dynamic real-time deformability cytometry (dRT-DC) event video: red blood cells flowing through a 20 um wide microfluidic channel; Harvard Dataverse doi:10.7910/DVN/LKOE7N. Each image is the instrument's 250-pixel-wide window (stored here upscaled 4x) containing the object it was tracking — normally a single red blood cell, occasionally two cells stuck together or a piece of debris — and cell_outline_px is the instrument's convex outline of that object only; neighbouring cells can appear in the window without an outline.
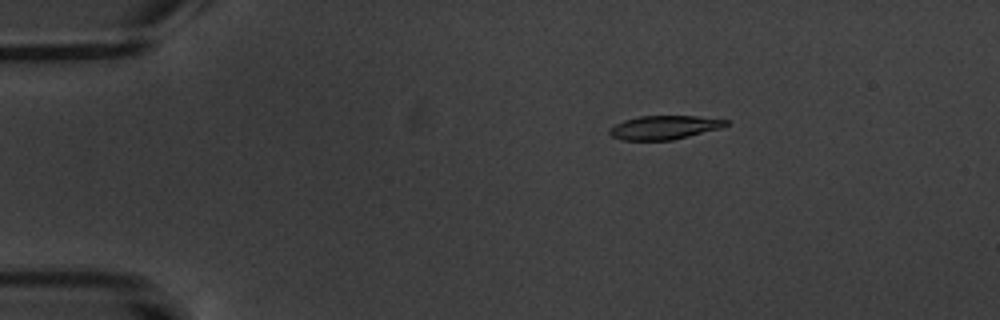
{"species": "common noctule bat (a hibernating species)", "species_latin": "Nyctalus noctula", "temperature_condition": "warm", "stored_images_in_passage": 7, "camera_frame_rate_fps": 3000, "um_per_image_px": 0.085, "animal": {"sex": "male", "body_mass_g": 20.1, "forearm_length_mm": 53.5}, "frame": {"image": 1, "passage_image": 4, "time_ms": 3.333, "image_size_px": [1000, 320], "cell_outline_px": [[728, 124], [720, 128], [672, 140], [624, 140], [612, 136], [608, 132], [616, 124], [624, 120], [640, 116], [696, 116], [728, 120]], "centroid_in_image_um": [56.46, 10.83], "position_along_channel_um": 28.5, "area_um2": 15.84}}
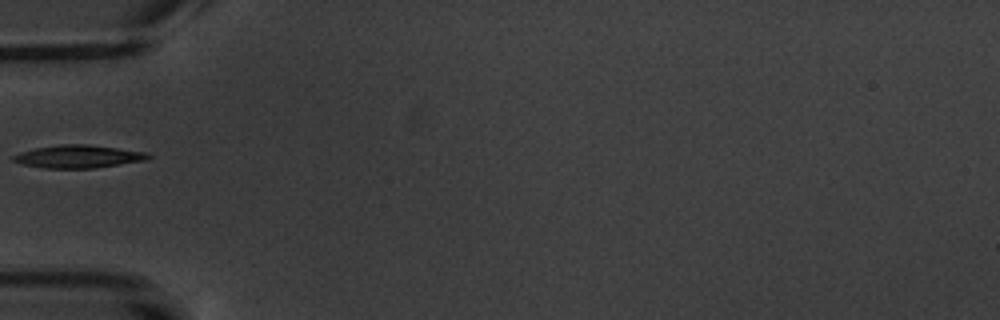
{"frame": {"image": 2, "passage_image": 7, "time_ms": 6.667, "image_size_px": [1000, 320], "cell_outline_px": [[152, 156], [144, 160], [120, 164], [92, 168], [40, 168], [24, 164], [12, 160], [12, 156], [20, 152], [36, 148], [60, 144], [88, 144], [148, 152]], "centroid_in_image_um": [6.65, 13.3], "position_along_channel_um": 78.4, "area_um2": 17.86}}